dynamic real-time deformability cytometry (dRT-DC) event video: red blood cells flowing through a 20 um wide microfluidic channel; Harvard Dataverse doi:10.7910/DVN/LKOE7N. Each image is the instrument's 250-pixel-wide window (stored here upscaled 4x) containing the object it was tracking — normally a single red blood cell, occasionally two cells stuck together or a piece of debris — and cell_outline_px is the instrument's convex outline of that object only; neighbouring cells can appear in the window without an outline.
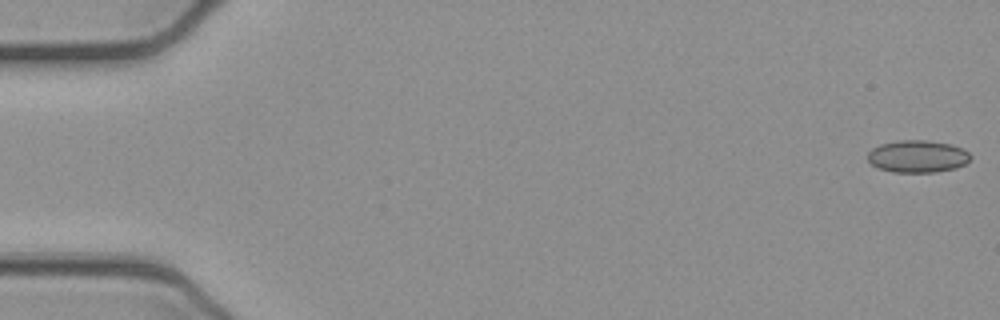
{"species": "common noctule bat (a hibernating species)", "species_latin": "Nyctalus noctula", "temperature_condition": "cold", "stored_images_in_passage": 52, "camera_frame_rate_fps": 3000, "um_per_image_px": 0.085, "animal": {"sex": "female", "body_mass_g": 21.9}, "frame": {"image": 1, "passage_image": 1, "time_ms": 0.0, "image_size_px": [1000, 320], "cell_outline_px": [[972, 156], [964, 164], [956, 168], [936, 172], [892, 172], [876, 168], [868, 160], [868, 152], [872, 148], [880, 144], [896, 140], [928, 140], [952, 144], [964, 148]], "centroid_in_image_um": [77.99, 13.28], "position_along_channel_um": 7.0, "area_um2": 19.59}}
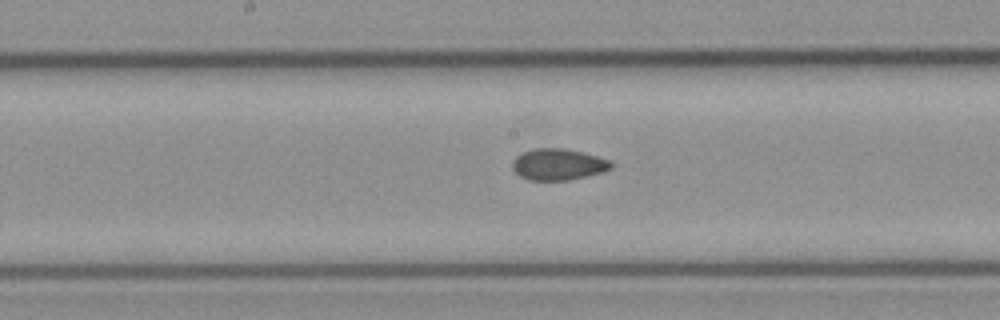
{"frame": {"image": 2, "passage_image": 27, "time_ms": 8.667, "image_size_px": [1000, 320], "cell_outline_px": [[612, 168], [604, 172], [568, 180], [528, 180], [520, 176], [512, 168], [512, 160], [516, 156], [532, 148], [564, 148], [596, 156], [608, 160], [612, 164]], "centroid_in_image_um": [47.41, 13.98], "position_along_channel_um": 200.8, "area_um2": 17.98}}
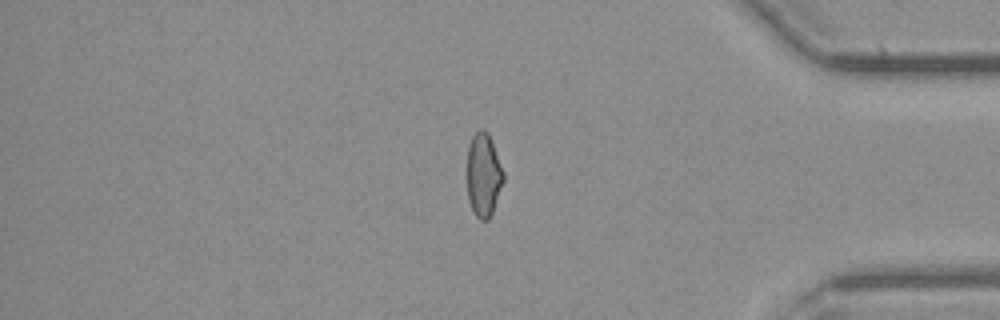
{"frame": {"image": 3, "passage_image": 44, "time_ms": 14.333, "image_size_px": [1000, 320], "cell_outline_px": [[504, 180], [492, 212], [488, 220], [480, 220], [472, 212], [468, 200], [468, 148], [472, 136], [480, 128], [484, 128], [488, 132], [504, 172]], "centroid_in_image_um": [41.1, 14.87], "position_along_channel_um": 394.1, "area_um2": 17.63}}